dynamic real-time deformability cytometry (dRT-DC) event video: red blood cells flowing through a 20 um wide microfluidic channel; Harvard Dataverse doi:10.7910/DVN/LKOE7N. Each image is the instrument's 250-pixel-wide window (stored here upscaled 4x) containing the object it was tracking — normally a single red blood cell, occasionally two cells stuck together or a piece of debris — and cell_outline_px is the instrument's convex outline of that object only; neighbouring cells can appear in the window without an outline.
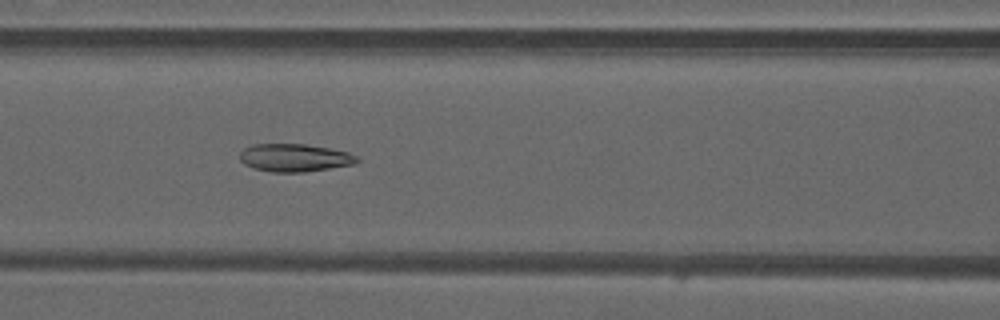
{"species": "common noctule bat (a hibernating species)", "species_latin": "Nyctalus noctula", "temperature_condition": "warm", "stored_images_in_passage": 35, "camera_frame_rate_fps": 3000, "um_per_image_px": 0.085, "animal": {"sex": "male", "forearm_length_mm": 52.5}, "frame": {"image": 1, "passage_image": 14, "time_ms": 4.333, "image_size_px": [1000, 320], "cell_outline_px": [[360, 160], [356, 164], [304, 172], [272, 172], [252, 168], [244, 164], [240, 160], [240, 152], [244, 148], [252, 144], [304, 144], [328, 148], [348, 152], [356, 156]], "centroid_in_image_um": [25.03, 13.41], "position_along_channel_um": 141.6, "area_um2": 19.07}}
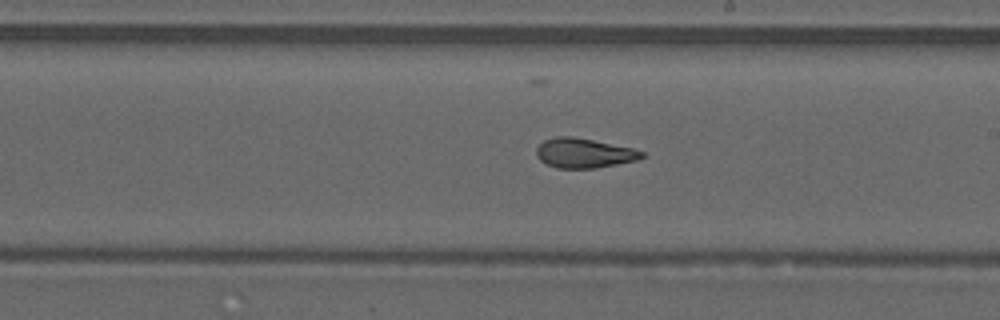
{"frame": {"image": 2, "passage_image": 21, "time_ms": 6.667, "image_size_px": [1000, 320], "cell_outline_px": [[644, 156], [640, 160], [596, 168], [556, 168], [540, 160], [536, 156], [536, 148], [544, 140], [556, 136], [572, 136], [632, 148], [644, 152]], "centroid_in_image_um": [49.64, 13.02], "position_along_channel_um": 239.4, "area_um2": 18.21}}
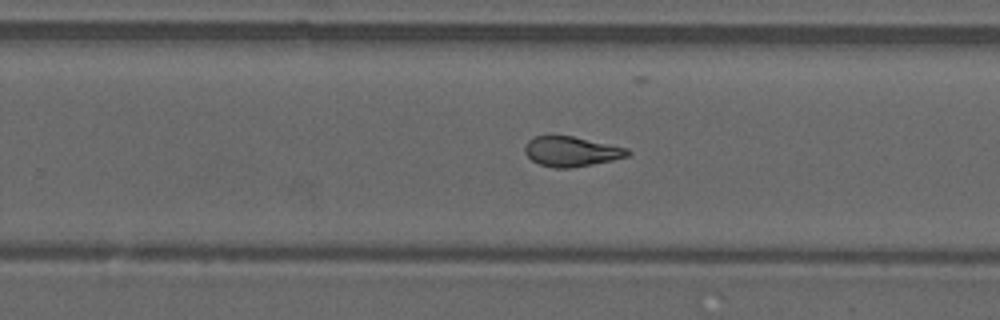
{"frame": {"image": 3, "passage_image": 24, "time_ms": 7.667, "image_size_px": [1000, 320], "cell_outline_px": [[632, 152], [628, 156], [612, 160], [592, 164], [568, 168], [552, 168], [540, 164], [532, 160], [524, 152], [524, 148], [528, 140], [536, 136], [552, 132], [572, 136], [628, 148]], "centroid_in_image_um": [48.52, 12.84], "position_along_channel_um": 281.3, "area_um2": 18.32}, "authors_computed_cell_mechanics": {"area_um2": 18.3226, "velocity_mm_per_s": 4.2017, "shape_relaxation_time_tau1_ms": null, "shape_relaxation_time_tau2_ms": 1.6903, "deformation_change_tau1": null, "deformation_change_tau2": 0.0777}}